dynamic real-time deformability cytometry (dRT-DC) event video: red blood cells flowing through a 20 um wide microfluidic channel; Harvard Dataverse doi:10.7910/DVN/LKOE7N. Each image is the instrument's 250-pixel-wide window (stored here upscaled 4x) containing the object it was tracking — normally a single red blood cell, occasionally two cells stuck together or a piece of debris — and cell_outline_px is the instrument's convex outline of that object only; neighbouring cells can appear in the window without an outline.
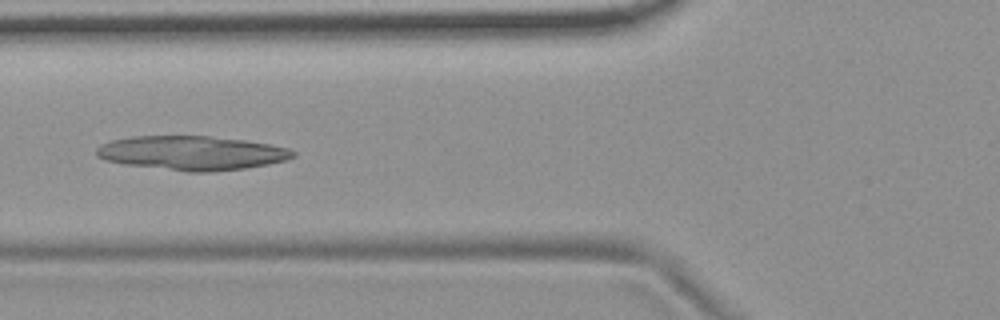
{"species": "common noctule bat (a hibernating species)", "species_latin": "Nyctalus noctula", "temperature_condition": "room temperature", "stored_images_in_passage": 54, "camera_frame_rate_fps": 3000, "um_per_image_px": 0.085, "animal": {"sex": "female", "body_mass_g": 19.9}, "frame": {"image": 1, "passage_image": 21, "time_ms": 6.667, "image_size_px": [1000, 320], "cell_outline_px": [[296, 156], [284, 160], [268, 164], [244, 168], [212, 172], [188, 172], [124, 164], [104, 160], [96, 156], [96, 148], [100, 144], [112, 140], [132, 136], [212, 136], [244, 140], [268, 144], [288, 148], [296, 152]], "centroid_in_image_um": [16.27, 13.0], "position_along_channel_um": 109.5, "area_um2": 39.19}}
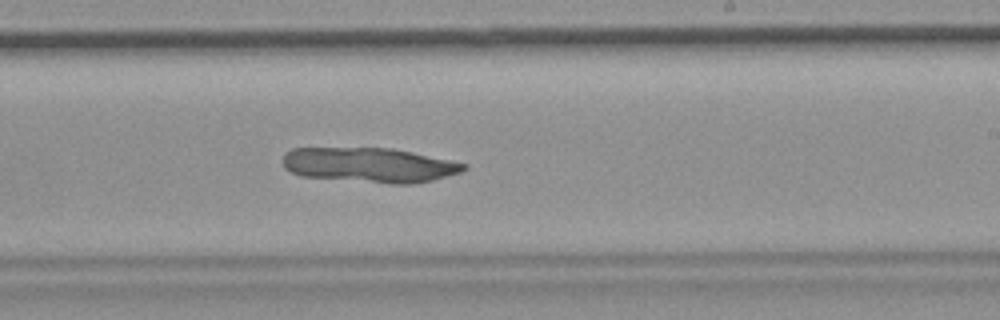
{"frame": {"image": 2, "passage_image": 33, "time_ms": 10.667, "image_size_px": [1000, 320], "cell_outline_px": [[468, 168], [460, 172], [432, 180], [412, 184], [392, 184], [300, 176], [284, 168], [284, 152], [292, 148], [392, 148], [412, 152], [468, 164]], "centroid_in_image_um": [31.39, 14.03], "position_along_channel_um": 257.6, "area_um2": 36.65}}
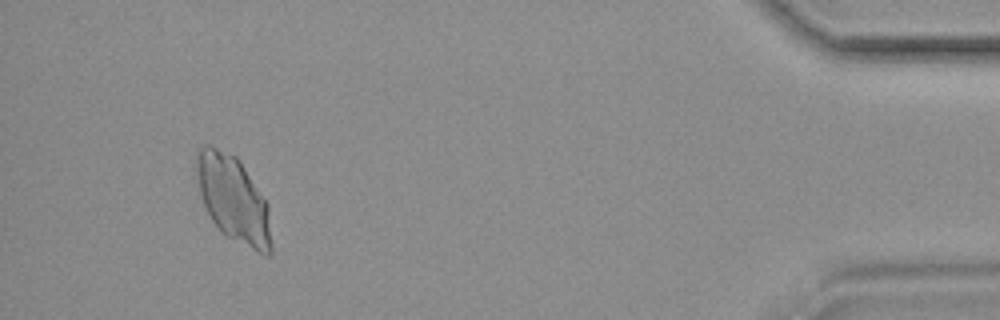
{"frame": {"image": 3, "passage_image": 51, "time_ms": 16.667, "image_size_px": [1000, 320], "cell_outline_px": [[272, 252], [268, 256], [264, 256], [256, 252], [228, 236], [212, 220], [204, 204], [200, 192], [196, 172], [196, 152], [204, 144], [208, 144], [236, 156], [268, 204], [272, 244]], "centroid_in_image_um": [19.85, 16.93], "position_along_channel_um": 415.3, "area_um2": 37.22}}